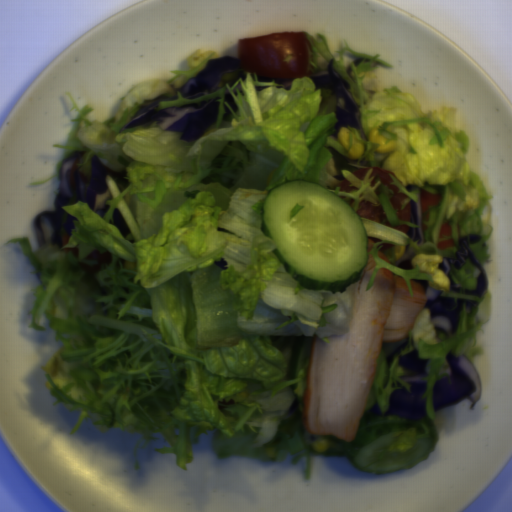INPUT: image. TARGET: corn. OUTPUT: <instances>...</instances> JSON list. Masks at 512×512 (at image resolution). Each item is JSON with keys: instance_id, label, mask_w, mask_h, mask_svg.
Returning a JSON list of instances; mask_svg holds the SVG:
<instances>
[{"instance_id": "obj_6", "label": "corn", "mask_w": 512, "mask_h": 512, "mask_svg": "<svg viewBox=\"0 0 512 512\" xmlns=\"http://www.w3.org/2000/svg\"><path fill=\"white\" fill-rule=\"evenodd\" d=\"M407 245H398L394 244V257L395 260H399L402 256L403 252L405 251Z\"/></svg>"}, {"instance_id": "obj_1", "label": "corn", "mask_w": 512, "mask_h": 512, "mask_svg": "<svg viewBox=\"0 0 512 512\" xmlns=\"http://www.w3.org/2000/svg\"><path fill=\"white\" fill-rule=\"evenodd\" d=\"M412 257L411 264L418 267L421 271L431 273L434 288L451 291L450 281L445 272H441L439 265L442 264L443 258L441 255H423L415 253Z\"/></svg>"}, {"instance_id": "obj_5", "label": "corn", "mask_w": 512, "mask_h": 512, "mask_svg": "<svg viewBox=\"0 0 512 512\" xmlns=\"http://www.w3.org/2000/svg\"><path fill=\"white\" fill-rule=\"evenodd\" d=\"M313 445H314L315 450L318 451L319 453L323 452V451H327V449L329 447V443H328L327 439L316 440L313 443Z\"/></svg>"}, {"instance_id": "obj_3", "label": "corn", "mask_w": 512, "mask_h": 512, "mask_svg": "<svg viewBox=\"0 0 512 512\" xmlns=\"http://www.w3.org/2000/svg\"><path fill=\"white\" fill-rule=\"evenodd\" d=\"M364 145L358 142L355 134L352 136V144L348 153V157L354 160H359L363 155Z\"/></svg>"}, {"instance_id": "obj_7", "label": "corn", "mask_w": 512, "mask_h": 512, "mask_svg": "<svg viewBox=\"0 0 512 512\" xmlns=\"http://www.w3.org/2000/svg\"><path fill=\"white\" fill-rule=\"evenodd\" d=\"M125 266H127L131 270H134L137 267V262H134L131 259H126Z\"/></svg>"}, {"instance_id": "obj_4", "label": "corn", "mask_w": 512, "mask_h": 512, "mask_svg": "<svg viewBox=\"0 0 512 512\" xmlns=\"http://www.w3.org/2000/svg\"><path fill=\"white\" fill-rule=\"evenodd\" d=\"M338 141L344 146L347 150L350 146V130L346 127H341L339 129V134L337 136Z\"/></svg>"}, {"instance_id": "obj_2", "label": "corn", "mask_w": 512, "mask_h": 512, "mask_svg": "<svg viewBox=\"0 0 512 512\" xmlns=\"http://www.w3.org/2000/svg\"><path fill=\"white\" fill-rule=\"evenodd\" d=\"M368 139L369 141L380 144L376 148V152H378L379 154H390L393 151L397 150V143L395 140H390L388 143L385 144L386 138L380 137L378 135V127L371 131Z\"/></svg>"}]
</instances>
